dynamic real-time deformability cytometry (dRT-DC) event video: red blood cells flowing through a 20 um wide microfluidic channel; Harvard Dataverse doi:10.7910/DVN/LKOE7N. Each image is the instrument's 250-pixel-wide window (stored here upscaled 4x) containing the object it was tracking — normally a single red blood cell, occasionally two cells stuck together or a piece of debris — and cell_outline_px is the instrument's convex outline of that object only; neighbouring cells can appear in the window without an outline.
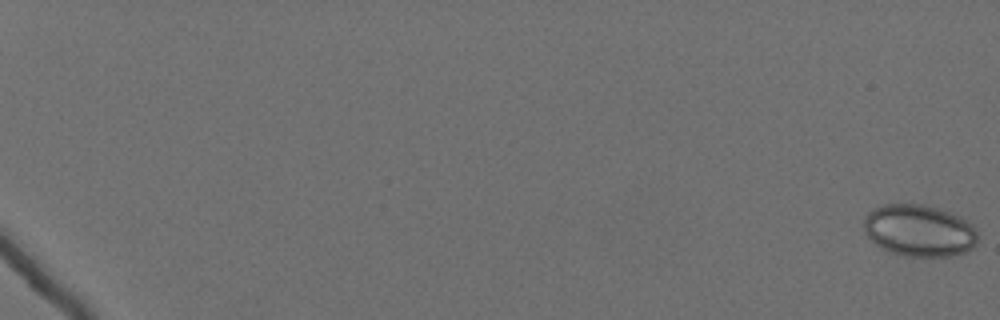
{"species": "Egyptian fruit bat (a non-hibernating species)", "species_latin": "Rousettus aegyptiacus", "temperature_condition": "cold", "stored_images_in_passage": 62, "camera_frame_rate_fps": 3000, "um_per_image_px": 0.085, "animal": {"sex": "female"}, "frame": {"image": 1, "passage_image": 1, "time_ms": 0.0, "image_size_px": [1000, 320], "cell_outline_px": [[976, 244], [972, 248], [964, 252], [952, 256], [904, 256], [888, 252], [876, 244], [864, 232], [864, 216], [868, 212], [884, 204], [920, 204], [936, 208], [948, 212], [972, 224], [976, 228]], "centroid_in_image_um": [78.1, 19.61], "position_along_channel_um": 6.9, "area_um2": 34.22}}
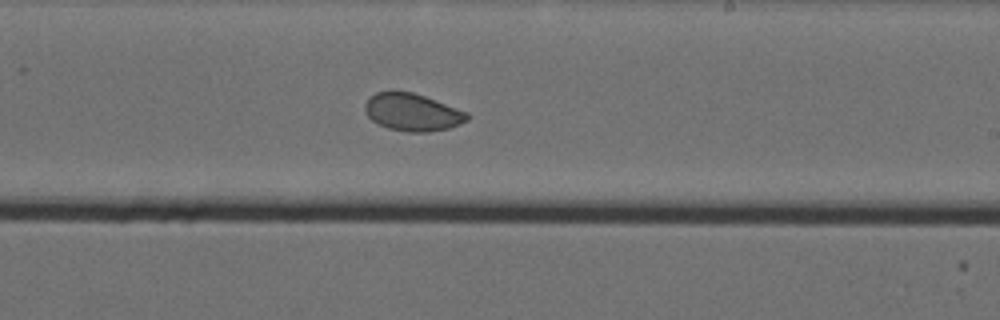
{"frame": {"image": 2, "passage_image": 42, "time_ms": 13.667, "image_size_px": [1000, 320], "cell_outline_px": [[468, 120], [460, 124], [448, 128], [428, 132], [408, 132], [388, 128], [376, 124], [368, 116], [364, 108], [364, 104], [368, 96], [376, 92], [392, 88], [412, 92], [424, 96], [468, 112]], "centroid_in_image_um": [34.99, 9.5], "position_along_channel_um": 254.0, "area_um2": 22.77}}
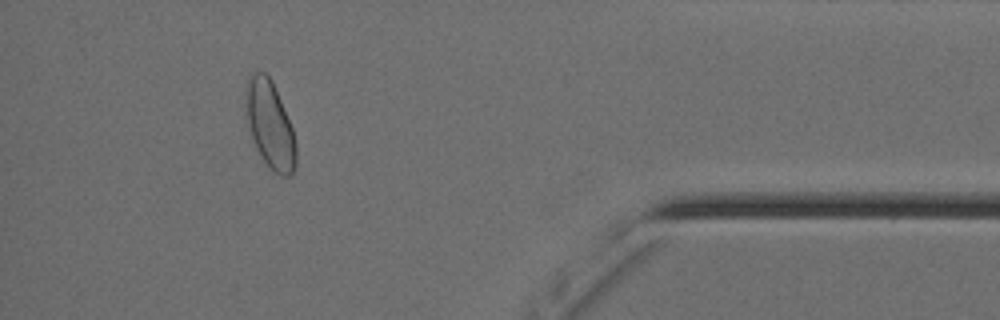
{"frame": {"image": 3, "passage_image": 58, "time_ms": 19.0, "image_size_px": [1000, 320], "cell_outline_px": [[296, 168], [288, 176], [280, 176], [272, 172], [264, 164], [256, 148], [244, 116], [244, 92], [248, 76], [256, 72], [264, 72], [272, 80], [292, 128], [296, 144]], "centroid_in_image_um": [22.9, 10.62], "position_along_channel_um": 412.3, "area_um2": 26.13}, "authors_computed_cell_mechanics": {"area_um2": 25.2297, "velocity_mm_per_s": 3.5537, "shape_relaxation_time_tau1_ms": null, "shape_relaxation_time_tau2_ms": 0.9614, "deformation_change_tau1": null, "deformation_change_tau2": 0.0468}}